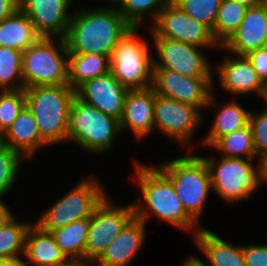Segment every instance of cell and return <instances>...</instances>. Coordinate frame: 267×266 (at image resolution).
I'll use <instances>...</instances> for the list:
<instances>
[{"mask_svg": "<svg viewBox=\"0 0 267 266\" xmlns=\"http://www.w3.org/2000/svg\"><path fill=\"white\" fill-rule=\"evenodd\" d=\"M259 186L263 181L267 182V156L258 158Z\"/></svg>", "mask_w": 267, "mask_h": 266, "instance_id": "60d3db41", "label": "cell"}, {"mask_svg": "<svg viewBox=\"0 0 267 266\" xmlns=\"http://www.w3.org/2000/svg\"><path fill=\"white\" fill-rule=\"evenodd\" d=\"M128 90L109 72L85 81L76 89V96L101 112L120 120Z\"/></svg>", "mask_w": 267, "mask_h": 266, "instance_id": "2e32d148", "label": "cell"}, {"mask_svg": "<svg viewBox=\"0 0 267 266\" xmlns=\"http://www.w3.org/2000/svg\"><path fill=\"white\" fill-rule=\"evenodd\" d=\"M24 92L41 139L48 146L68 142L69 111L76 90L69 85H46L25 88Z\"/></svg>", "mask_w": 267, "mask_h": 266, "instance_id": "3957f363", "label": "cell"}, {"mask_svg": "<svg viewBox=\"0 0 267 266\" xmlns=\"http://www.w3.org/2000/svg\"><path fill=\"white\" fill-rule=\"evenodd\" d=\"M229 56H224L221 63L216 64L218 81L222 90L238 97L255 93L256 96L265 100V85L258 78L247 57Z\"/></svg>", "mask_w": 267, "mask_h": 266, "instance_id": "e0dca14e", "label": "cell"}, {"mask_svg": "<svg viewBox=\"0 0 267 266\" xmlns=\"http://www.w3.org/2000/svg\"><path fill=\"white\" fill-rule=\"evenodd\" d=\"M134 164L136 175L133 179L137 180L143 197V200L133 202L135 218L147 224L149 217L156 216L159 221L182 231H191L194 237L202 227L187 215L169 178L156 165L151 167L135 161Z\"/></svg>", "mask_w": 267, "mask_h": 266, "instance_id": "6da1fadb", "label": "cell"}, {"mask_svg": "<svg viewBox=\"0 0 267 266\" xmlns=\"http://www.w3.org/2000/svg\"><path fill=\"white\" fill-rule=\"evenodd\" d=\"M56 39V41H55ZM40 37L22 53L24 89L68 85V48L65 38Z\"/></svg>", "mask_w": 267, "mask_h": 266, "instance_id": "5b68a950", "label": "cell"}, {"mask_svg": "<svg viewBox=\"0 0 267 266\" xmlns=\"http://www.w3.org/2000/svg\"><path fill=\"white\" fill-rule=\"evenodd\" d=\"M12 214L13 211L0 198V228Z\"/></svg>", "mask_w": 267, "mask_h": 266, "instance_id": "b9f144b4", "label": "cell"}, {"mask_svg": "<svg viewBox=\"0 0 267 266\" xmlns=\"http://www.w3.org/2000/svg\"><path fill=\"white\" fill-rule=\"evenodd\" d=\"M0 266H25L23 259L3 260L0 259Z\"/></svg>", "mask_w": 267, "mask_h": 266, "instance_id": "ee69618b", "label": "cell"}, {"mask_svg": "<svg viewBox=\"0 0 267 266\" xmlns=\"http://www.w3.org/2000/svg\"><path fill=\"white\" fill-rule=\"evenodd\" d=\"M90 218L74 221L65 227L53 229L51 233L67 259L85 258V246Z\"/></svg>", "mask_w": 267, "mask_h": 266, "instance_id": "4316f807", "label": "cell"}, {"mask_svg": "<svg viewBox=\"0 0 267 266\" xmlns=\"http://www.w3.org/2000/svg\"><path fill=\"white\" fill-rule=\"evenodd\" d=\"M209 169L212 190L228 204L249 199L259 188L258 163L252 159L201 156Z\"/></svg>", "mask_w": 267, "mask_h": 266, "instance_id": "9c48e42d", "label": "cell"}, {"mask_svg": "<svg viewBox=\"0 0 267 266\" xmlns=\"http://www.w3.org/2000/svg\"><path fill=\"white\" fill-rule=\"evenodd\" d=\"M230 1L237 2L238 4H241L248 8L259 5L263 2V0H230Z\"/></svg>", "mask_w": 267, "mask_h": 266, "instance_id": "f6af8a7d", "label": "cell"}, {"mask_svg": "<svg viewBox=\"0 0 267 266\" xmlns=\"http://www.w3.org/2000/svg\"><path fill=\"white\" fill-rule=\"evenodd\" d=\"M265 93H267V84L265 85Z\"/></svg>", "mask_w": 267, "mask_h": 266, "instance_id": "f907efd6", "label": "cell"}, {"mask_svg": "<svg viewBox=\"0 0 267 266\" xmlns=\"http://www.w3.org/2000/svg\"><path fill=\"white\" fill-rule=\"evenodd\" d=\"M211 148L226 158L254 160L257 157L249 124L242 129L220 137Z\"/></svg>", "mask_w": 267, "mask_h": 266, "instance_id": "f1b7e54d", "label": "cell"}, {"mask_svg": "<svg viewBox=\"0 0 267 266\" xmlns=\"http://www.w3.org/2000/svg\"><path fill=\"white\" fill-rule=\"evenodd\" d=\"M261 111L250 110L249 125L252 130L257 158L267 156V104Z\"/></svg>", "mask_w": 267, "mask_h": 266, "instance_id": "d590c367", "label": "cell"}, {"mask_svg": "<svg viewBox=\"0 0 267 266\" xmlns=\"http://www.w3.org/2000/svg\"><path fill=\"white\" fill-rule=\"evenodd\" d=\"M23 257L25 266H61L67 260L53 234L34 222L26 235Z\"/></svg>", "mask_w": 267, "mask_h": 266, "instance_id": "7402d4cb", "label": "cell"}, {"mask_svg": "<svg viewBox=\"0 0 267 266\" xmlns=\"http://www.w3.org/2000/svg\"><path fill=\"white\" fill-rule=\"evenodd\" d=\"M110 72V57L95 53H69L68 85L76 90L85 81Z\"/></svg>", "mask_w": 267, "mask_h": 266, "instance_id": "d4e9b609", "label": "cell"}, {"mask_svg": "<svg viewBox=\"0 0 267 266\" xmlns=\"http://www.w3.org/2000/svg\"><path fill=\"white\" fill-rule=\"evenodd\" d=\"M75 0H20V9L29 17L40 37L65 38ZM72 3V4H71Z\"/></svg>", "mask_w": 267, "mask_h": 266, "instance_id": "9a60e30c", "label": "cell"}, {"mask_svg": "<svg viewBox=\"0 0 267 266\" xmlns=\"http://www.w3.org/2000/svg\"><path fill=\"white\" fill-rule=\"evenodd\" d=\"M39 38L31 20L20 8L0 22V46L24 52Z\"/></svg>", "mask_w": 267, "mask_h": 266, "instance_id": "cb8c5ba5", "label": "cell"}, {"mask_svg": "<svg viewBox=\"0 0 267 266\" xmlns=\"http://www.w3.org/2000/svg\"><path fill=\"white\" fill-rule=\"evenodd\" d=\"M248 7L230 0H222L217 12L214 28L211 30L213 38L222 46L239 28Z\"/></svg>", "mask_w": 267, "mask_h": 266, "instance_id": "f546056e", "label": "cell"}, {"mask_svg": "<svg viewBox=\"0 0 267 266\" xmlns=\"http://www.w3.org/2000/svg\"><path fill=\"white\" fill-rule=\"evenodd\" d=\"M20 8V0H0V22Z\"/></svg>", "mask_w": 267, "mask_h": 266, "instance_id": "f35d334b", "label": "cell"}, {"mask_svg": "<svg viewBox=\"0 0 267 266\" xmlns=\"http://www.w3.org/2000/svg\"><path fill=\"white\" fill-rule=\"evenodd\" d=\"M2 144V135L0 134V145Z\"/></svg>", "mask_w": 267, "mask_h": 266, "instance_id": "681fc988", "label": "cell"}, {"mask_svg": "<svg viewBox=\"0 0 267 266\" xmlns=\"http://www.w3.org/2000/svg\"><path fill=\"white\" fill-rule=\"evenodd\" d=\"M267 46V15L262 4L249 7L239 28L220 47L236 56Z\"/></svg>", "mask_w": 267, "mask_h": 266, "instance_id": "d6986e66", "label": "cell"}, {"mask_svg": "<svg viewBox=\"0 0 267 266\" xmlns=\"http://www.w3.org/2000/svg\"><path fill=\"white\" fill-rule=\"evenodd\" d=\"M104 1H106L107 3L110 2V4L112 3L115 6L111 4V6L109 5L107 7H99V8H110V9H117V10H119V8L121 7V4L123 2V0H104Z\"/></svg>", "mask_w": 267, "mask_h": 266, "instance_id": "bcb514c9", "label": "cell"}, {"mask_svg": "<svg viewBox=\"0 0 267 266\" xmlns=\"http://www.w3.org/2000/svg\"><path fill=\"white\" fill-rule=\"evenodd\" d=\"M213 83V77H189L171 70L154 69L152 88L160 96L192 105L201 112L204 108L220 106L212 93Z\"/></svg>", "mask_w": 267, "mask_h": 266, "instance_id": "8fae6325", "label": "cell"}, {"mask_svg": "<svg viewBox=\"0 0 267 266\" xmlns=\"http://www.w3.org/2000/svg\"><path fill=\"white\" fill-rule=\"evenodd\" d=\"M119 120L74 97L68 119V141L77 143L83 151L102 154L114 145L120 134Z\"/></svg>", "mask_w": 267, "mask_h": 266, "instance_id": "8992f818", "label": "cell"}, {"mask_svg": "<svg viewBox=\"0 0 267 266\" xmlns=\"http://www.w3.org/2000/svg\"><path fill=\"white\" fill-rule=\"evenodd\" d=\"M203 118L196 107L155 93L154 129H160L163 135L175 140L182 148L189 147Z\"/></svg>", "mask_w": 267, "mask_h": 266, "instance_id": "4fadbf2b", "label": "cell"}, {"mask_svg": "<svg viewBox=\"0 0 267 266\" xmlns=\"http://www.w3.org/2000/svg\"><path fill=\"white\" fill-rule=\"evenodd\" d=\"M140 27L130 28L110 57V73L127 89H147L153 85L154 56L149 45L138 37Z\"/></svg>", "mask_w": 267, "mask_h": 266, "instance_id": "52a82bcc", "label": "cell"}, {"mask_svg": "<svg viewBox=\"0 0 267 266\" xmlns=\"http://www.w3.org/2000/svg\"><path fill=\"white\" fill-rule=\"evenodd\" d=\"M134 217L133 203L114 206L109 195H106L90 218L85 258L97 261Z\"/></svg>", "mask_w": 267, "mask_h": 266, "instance_id": "30bf717a", "label": "cell"}, {"mask_svg": "<svg viewBox=\"0 0 267 266\" xmlns=\"http://www.w3.org/2000/svg\"><path fill=\"white\" fill-rule=\"evenodd\" d=\"M170 0H123L119 12L132 27H141L150 16L154 22ZM145 18V19H144Z\"/></svg>", "mask_w": 267, "mask_h": 266, "instance_id": "1f68e13d", "label": "cell"}, {"mask_svg": "<svg viewBox=\"0 0 267 266\" xmlns=\"http://www.w3.org/2000/svg\"><path fill=\"white\" fill-rule=\"evenodd\" d=\"M147 225L133 218L96 261L99 266H129L146 240Z\"/></svg>", "mask_w": 267, "mask_h": 266, "instance_id": "ffe728a7", "label": "cell"}, {"mask_svg": "<svg viewBox=\"0 0 267 266\" xmlns=\"http://www.w3.org/2000/svg\"><path fill=\"white\" fill-rule=\"evenodd\" d=\"M24 159L7 145H0V198L8 194L7 192H11L18 180L21 161Z\"/></svg>", "mask_w": 267, "mask_h": 266, "instance_id": "d6a6232c", "label": "cell"}, {"mask_svg": "<svg viewBox=\"0 0 267 266\" xmlns=\"http://www.w3.org/2000/svg\"><path fill=\"white\" fill-rule=\"evenodd\" d=\"M261 4L263 5L264 10H265L266 15H267V0H264Z\"/></svg>", "mask_w": 267, "mask_h": 266, "instance_id": "7dc6e473", "label": "cell"}, {"mask_svg": "<svg viewBox=\"0 0 267 266\" xmlns=\"http://www.w3.org/2000/svg\"><path fill=\"white\" fill-rule=\"evenodd\" d=\"M150 28L151 37H163L207 49L214 47L219 50L221 47L209 27L189 16L172 0L159 12Z\"/></svg>", "mask_w": 267, "mask_h": 266, "instance_id": "7c38bea8", "label": "cell"}, {"mask_svg": "<svg viewBox=\"0 0 267 266\" xmlns=\"http://www.w3.org/2000/svg\"><path fill=\"white\" fill-rule=\"evenodd\" d=\"M106 195L96 176L80 179L70 192L56 200L34 222L43 230L51 232L74 221L91 218L95 207Z\"/></svg>", "mask_w": 267, "mask_h": 266, "instance_id": "ba28073f", "label": "cell"}, {"mask_svg": "<svg viewBox=\"0 0 267 266\" xmlns=\"http://www.w3.org/2000/svg\"><path fill=\"white\" fill-rule=\"evenodd\" d=\"M99 266L95 260L87 258H71L67 259L61 266Z\"/></svg>", "mask_w": 267, "mask_h": 266, "instance_id": "ab89813d", "label": "cell"}, {"mask_svg": "<svg viewBox=\"0 0 267 266\" xmlns=\"http://www.w3.org/2000/svg\"><path fill=\"white\" fill-rule=\"evenodd\" d=\"M151 38L156 48L154 69L171 70L189 77H213V66L202 53L203 48L163 37Z\"/></svg>", "mask_w": 267, "mask_h": 266, "instance_id": "5bb4252c", "label": "cell"}, {"mask_svg": "<svg viewBox=\"0 0 267 266\" xmlns=\"http://www.w3.org/2000/svg\"><path fill=\"white\" fill-rule=\"evenodd\" d=\"M251 62L253 69L257 73L261 82L267 84V46L260 47L256 50L250 51L245 55Z\"/></svg>", "mask_w": 267, "mask_h": 266, "instance_id": "74e56055", "label": "cell"}, {"mask_svg": "<svg viewBox=\"0 0 267 266\" xmlns=\"http://www.w3.org/2000/svg\"><path fill=\"white\" fill-rule=\"evenodd\" d=\"M264 102L267 104V93H265V100Z\"/></svg>", "mask_w": 267, "mask_h": 266, "instance_id": "c3c4849f", "label": "cell"}, {"mask_svg": "<svg viewBox=\"0 0 267 266\" xmlns=\"http://www.w3.org/2000/svg\"><path fill=\"white\" fill-rule=\"evenodd\" d=\"M193 238L206 258L205 266H245L242 246L226 242L204 227Z\"/></svg>", "mask_w": 267, "mask_h": 266, "instance_id": "603a6c76", "label": "cell"}, {"mask_svg": "<svg viewBox=\"0 0 267 266\" xmlns=\"http://www.w3.org/2000/svg\"><path fill=\"white\" fill-rule=\"evenodd\" d=\"M249 113L250 110H246L237 101L225 102L217 109L210 131L202 139L203 146L211 147L220 137L247 126Z\"/></svg>", "mask_w": 267, "mask_h": 266, "instance_id": "484cf974", "label": "cell"}, {"mask_svg": "<svg viewBox=\"0 0 267 266\" xmlns=\"http://www.w3.org/2000/svg\"><path fill=\"white\" fill-rule=\"evenodd\" d=\"M185 13L211 30L222 0H172Z\"/></svg>", "mask_w": 267, "mask_h": 266, "instance_id": "e575fe53", "label": "cell"}, {"mask_svg": "<svg viewBox=\"0 0 267 266\" xmlns=\"http://www.w3.org/2000/svg\"><path fill=\"white\" fill-rule=\"evenodd\" d=\"M130 28L117 9L83 7L75 10L65 37L68 53L111 57L114 47Z\"/></svg>", "mask_w": 267, "mask_h": 266, "instance_id": "7a4b0ae2", "label": "cell"}, {"mask_svg": "<svg viewBox=\"0 0 267 266\" xmlns=\"http://www.w3.org/2000/svg\"><path fill=\"white\" fill-rule=\"evenodd\" d=\"M31 222H20L12 214L0 228V259H22ZM22 255V256H21Z\"/></svg>", "mask_w": 267, "mask_h": 266, "instance_id": "83f0119b", "label": "cell"}, {"mask_svg": "<svg viewBox=\"0 0 267 266\" xmlns=\"http://www.w3.org/2000/svg\"><path fill=\"white\" fill-rule=\"evenodd\" d=\"M22 53L6 46H0L1 91L24 89L22 80Z\"/></svg>", "mask_w": 267, "mask_h": 266, "instance_id": "4dcf8cb0", "label": "cell"}, {"mask_svg": "<svg viewBox=\"0 0 267 266\" xmlns=\"http://www.w3.org/2000/svg\"><path fill=\"white\" fill-rule=\"evenodd\" d=\"M2 144L19 153L25 161L44 147H49L40 137L37 123L32 113L25 107L17 119L2 135Z\"/></svg>", "mask_w": 267, "mask_h": 266, "instance_id": "44dd1931", "label": "cell"}, {"mask_svg": "<svg viewBox=\"0 0 267 266\" xmlns=\"http://www.w3.org/2000/svg\"><path fill=\"white\" fill-rule=\"evenodd\" d=\"M245 266H267V244L242 245Z\"/></svg>", "mask_w": 267, "mask_h": 266, "instance_id": "8d00e7d4", "label": "cell"}, {"mask_svg": "<svg viewBox=\"0 0 267 266\" xmlns=\"http://www.w3.org/2000/svg\"><path fill=\"white\" fill-rule=\"evenodd\" d=\"M171 181L187 215L199 225L209 191L211 177L205 160L198 155L179 156L156 165Z\"/></svg>", "mask_w": 267, "mask_h": 266, "instance_id": "277c9868", "label": "cell"}, {"mask_svg": "<svg viewBox=\"0 0 267 266\" xmlns=\"http://www.w3.org/2000/svg\"><path fill=\"white\" fill-rule=\"evenodd\" d=\"M155 91L147 89L128 90L119 120L120 131L129 129L139 141L149 137L154 131ZM149 135V136H148Z\"/></svg>", "mask_w": 267, "mask_h": 266, "instance_id": "ac0fdd59", "label": "cell"}, {"mask_svg": "<svg viewBox=\"0 0 267 266\" xmlns=\"http://www.w3.org/2000/svg\"><path fill=\"white\" fill-rule=\"evenodd\" d=\"M26 107L24 89L0 91V134L12 125L21 111Z\"/></svg>", "mask_w": 267, "mask_h": 266, "instance_id": "836d02e7", "label": "cell"}, {"mask_svg": "<svg viewBox=\"0 0 267 266\" xmlns=\"http://www.w3.org/2000/svg\"><path fill=\"white\" fill-rule=\"evenodd\" d=\"M181 266H205L204 261L193 256L192 254L185 259L184 263L182 262Z\"/></svg>", "mask_w": 267, "mask_h": 266, "instance_id": "7bdbcfd3", "label": "cell"}]
</instances>
